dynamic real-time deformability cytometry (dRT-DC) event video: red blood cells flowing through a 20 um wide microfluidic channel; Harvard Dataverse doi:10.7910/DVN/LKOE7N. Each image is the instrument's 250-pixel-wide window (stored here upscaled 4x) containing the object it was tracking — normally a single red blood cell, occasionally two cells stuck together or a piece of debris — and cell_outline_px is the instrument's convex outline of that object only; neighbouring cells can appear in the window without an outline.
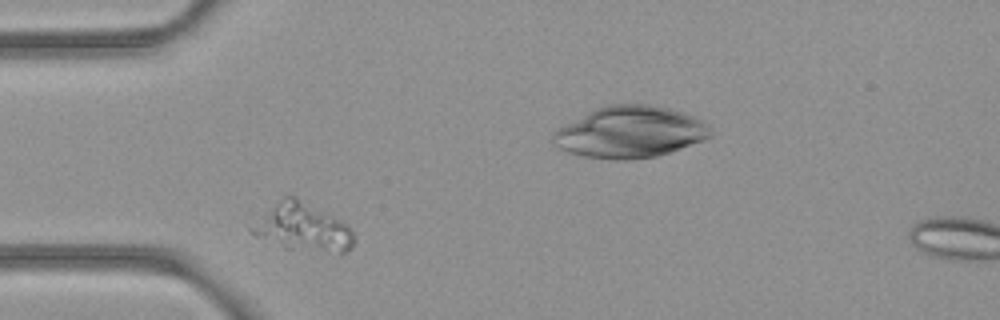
{"species": "common noctule bat (a hibernating species)", "species_latin": "Nyctalus noctula", "temperature_condition": "room temperature", "stored_images_in_passage": 4, "camera_frame_rate_fps": 3000, "um_per_image_px": 0.085, "animal": {"sex": "female", "body_mass_g": 21.9}, "frame": {"image": 1, "passage_image": 3, "time_ms": 0.667, "image_size_px": [1000, 320], "cell_outline_px": [[356, 236], [352, 244], [344, 252], [340, 252], [284, 248], [256, 236], [248, 228], [284, 196], [296, 196], [348, 224]], "centroid_in_image_um": [25.74, 19.32], "position_along_channel_um": 59.3, "area_um2": 27.74}}